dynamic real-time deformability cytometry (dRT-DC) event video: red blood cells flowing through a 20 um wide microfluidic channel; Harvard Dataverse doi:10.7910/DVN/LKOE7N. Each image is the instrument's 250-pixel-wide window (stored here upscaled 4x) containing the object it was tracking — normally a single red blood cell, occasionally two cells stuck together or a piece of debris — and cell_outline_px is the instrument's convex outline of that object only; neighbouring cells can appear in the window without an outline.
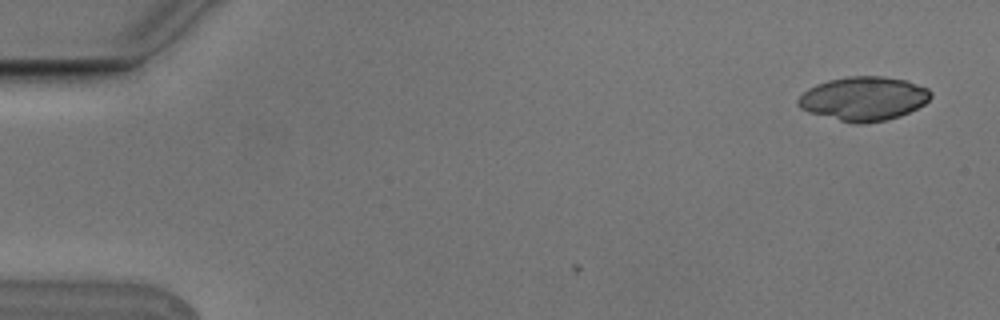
{"species": "Egyptian fruit bat (a non-hibernating species)", "species_latin": "Rousettus aegyptiacus", "temperature_condition": "cold", "stored_images_in_passage": 4, "camera_frame_rate_fps": 3000, "um_per_image_px": 0.085, "animal": {"sex": "male"}, "frame": {"image": 1, "passage_image": 1, "time_ms": 0.0, "image_size_px": [1000, 320], "cell_outline_px": [[932, 96], [924, 104], [900, 116], [884, 120], [864, 124], [852, 124], [808, 112], [800, 108], [796, 104], [796, 100], [808, 88], [816, 84], [828, 80], [848, 76], [884, 76], [908, 80], [928, 88], [932, 92]], "centroid_in_image_um": [73.4, 8.38], "position_along_channel_um": 11.6, "area_um2": 34.28}}